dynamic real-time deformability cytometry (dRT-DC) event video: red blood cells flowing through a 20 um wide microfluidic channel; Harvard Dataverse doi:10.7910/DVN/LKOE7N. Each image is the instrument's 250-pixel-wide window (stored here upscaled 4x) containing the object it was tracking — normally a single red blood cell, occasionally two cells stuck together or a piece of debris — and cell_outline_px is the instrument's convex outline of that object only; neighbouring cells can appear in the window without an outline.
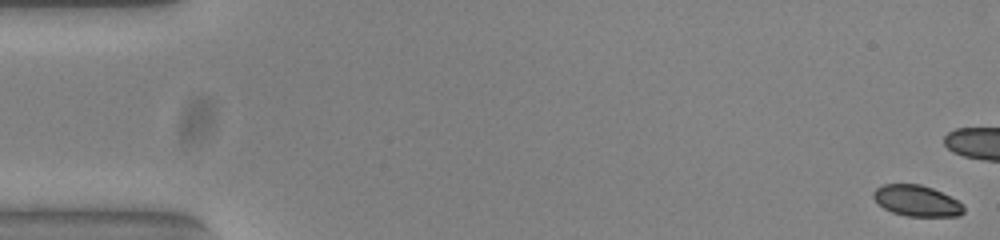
{"species": "common noctule bat (a hibernating species)", "species_latin": "Nyctalus noctula", "temperature_condition": "warm", "stored_images_in_passage": 55, "camera_frame_rate_fps": 3000, "um_per_image_px": 0.085, "animal": {"sex": "female", "body_mass_g": 23.0, "forearm_length_mm": 53.4}, "frame": {"image": 1, "passage_image": 1, "time_ms": 0.0, "image_size_px": [1000, 240], "cell_outline_px": [[964, 212], [960, 216], [908, 216], [892, 212], [884, 208], [872, 196], [872, 192], [876, 188], [884, 184], [920, 184], [932, 188], [956, 200], [964, 208]], "centroid_in_image_um": [77.9, 17.06], "position_along_channel_um": 7.1, "area_um2": 16.07}}
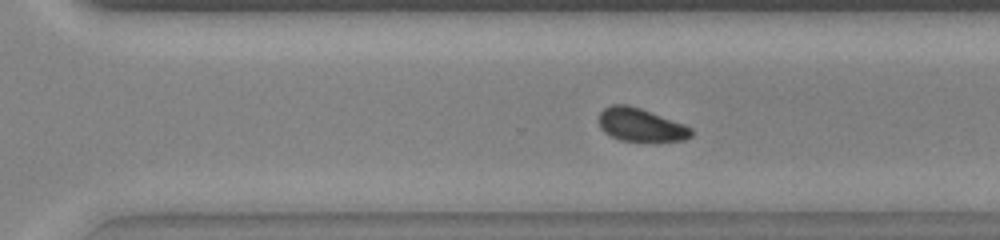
{"frame": {"image": 2, "passage_image": 37, "time_ms": 12.0, "image_size_px": [1000, 240], "cell_outline_px": [[692, 136], [684, 140], [620, 140], [604, 132], [600, 128], [600, 112], [604, 108], [612, 104], [628, 104], [640, 108], [684, 124], [692, 128]], "centroid_in_image_um": [54.45, 10.59], "position_along_channel_um": 316.1, "area_um2": 17.51}}
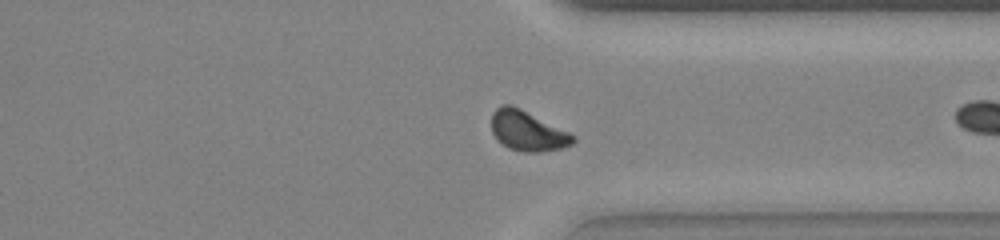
{"frame": {"image": 3, "passage_image": 41, "time_ms": 13.333, "image_size_px": [1000, 240], "cell_outline_px": [[576, 140], [572, 144], [560, 148], [540, 152], [524, 152], [508, 148], [496, 140], [492, 132], [492, 112], [500, 104], [512, 104], [576, 136]], "centroid_in_image_um": [44.8, 11.12], "position_along_channel_um": 366.6, "area_um2": 19.02}, "authors_computed_cell_mechanics": {"area_um2": 18.0914, "velocity_mm_per_s": 3.827, "shape_relaxation_time_tau1_ms": 2.5625, "shape_relaxation_time_tau2_ms": 5.8971, "deformation_change_tau1": 0.0795, "deformation_change_tau2": 0.0777}}